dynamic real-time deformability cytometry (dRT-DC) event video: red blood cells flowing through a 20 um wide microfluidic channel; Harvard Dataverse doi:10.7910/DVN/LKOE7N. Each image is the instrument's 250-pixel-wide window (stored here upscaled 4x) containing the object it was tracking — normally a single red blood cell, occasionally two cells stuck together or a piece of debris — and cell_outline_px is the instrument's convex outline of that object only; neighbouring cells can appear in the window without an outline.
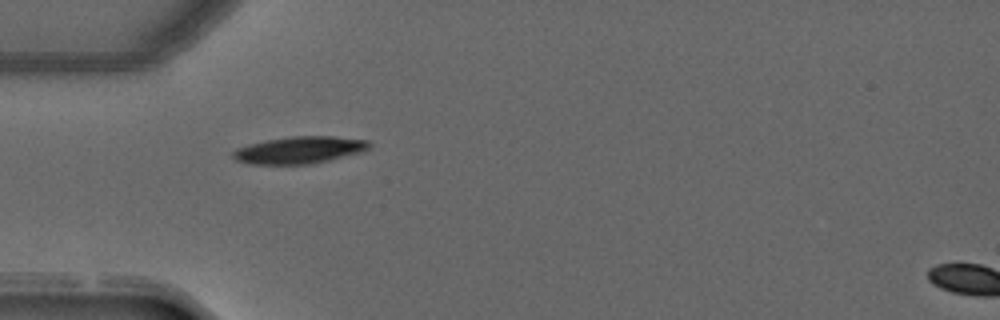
{"species": "common noctule bat (a hibernating species)", "species_latin": "Nyctalus noctula", "temperature_condition": "warm", "stored_images_in_passage": 36, "camera_frame_rate_fps": 3000, "um_per_image_px": 0.085, "animal": {"sex": "male", "forearm_length_mm": 52.5}, "frame": {"image": 1, "passage_image": 1, "time_ms": 0.0, "image_size_px": [1000, 320], "cell_outline_px": [[372, 144], [368, 148], [360, 152], [328, 160], [308, 164], [248, 164], [236, 160], [232, 156], [232, 152], [236, 148], [248, 144], [268, 140], [292, 136], [332, 136], [368, 140]], "centroid_in_image_um": [25.42, 12.75], "position_along_channel_um": 59.6, "area_um2": 21.33}}
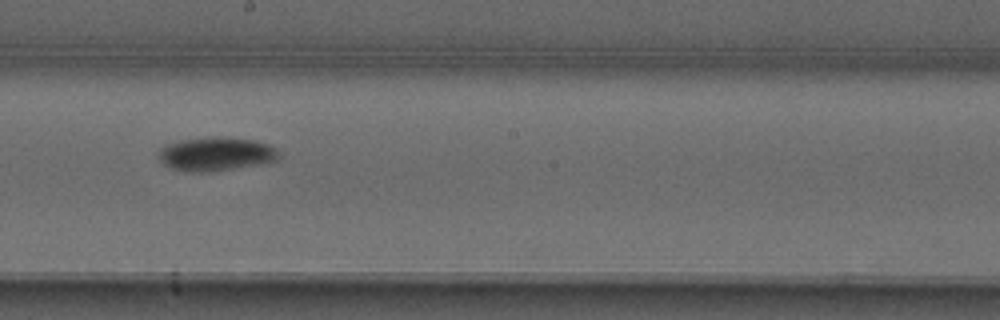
{"frame": {"image": 2, "passage_image": 14, "time_ms": 4.333, "image_size_px": [1000, 320], "cell_outline_px": [[280, 156], [276, 160], [260, 164], [208, 172], [184, 172], [172, 168], [164, 164], [160, 160], [156, 152], [164, 144], [180, 140], [212, 136], [220, 136], [256, 140], [268, 144], [276, 148]], "centroid_in_image_um": [18.31, 13.08], "position_along_channel_um": 229.9, "area_um2": 23.99}}
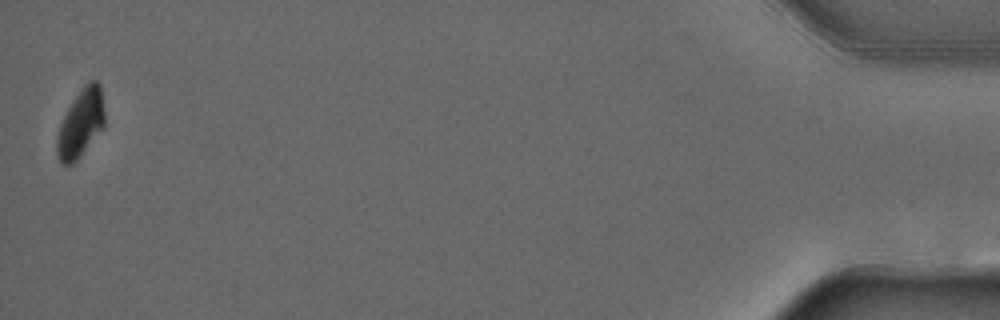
{"frame": {"image": 3, "passage_image": 36, "time_ms": 11.667, "image_size_px": [1000, 320], "cell_outline_px": [[104, 124], [80, 156], [72, 164], [64, 164], [56, 156], [56, 136], [60, 124], [72, 100], [84, 84], [88, 80], [96, 80], [100, 84], [104, 112]], "centroid_in_image_um": [6.84, 10.44], "position_along_channel_um": 428.4, "area_um2": 18.61}, "authors_computed_cell_mechanics": {"area_um2": 22.1663, "velocity_mm_per_s": 4.0111, "shape_relaxation_time_tau1_ms": 2.9869, "shape_relaxation_time_tau2_ms": null, "deformation_change_tau1": 0.1507, "deformation_change_tau2": null}}